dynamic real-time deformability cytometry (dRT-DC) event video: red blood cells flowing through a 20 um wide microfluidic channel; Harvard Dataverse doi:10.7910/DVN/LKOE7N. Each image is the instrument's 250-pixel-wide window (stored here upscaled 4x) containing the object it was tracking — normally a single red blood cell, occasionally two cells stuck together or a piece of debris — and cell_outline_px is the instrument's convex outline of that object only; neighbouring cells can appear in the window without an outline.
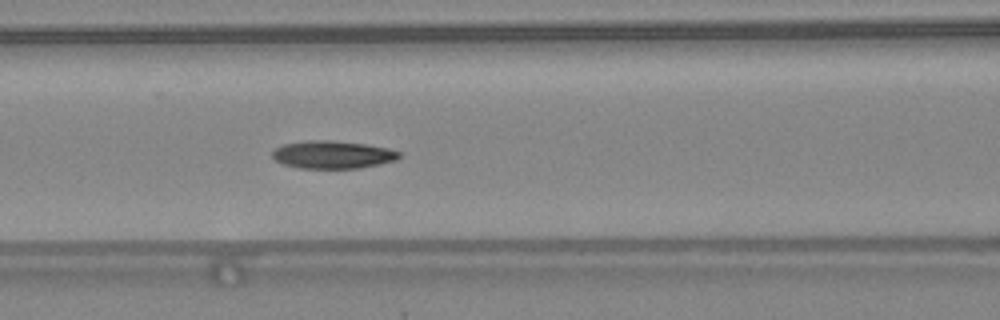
{"species": "common noctule bat (a hibernating species)", "species_latin": "Nyctalus noctula", "temperature_condition": "warm", "stored_images_in_passage": 48, "camera_frame_rate_fps": 3000, "um_per_image_px": 0.085, "animal": {"sex": "female", "body_mass_g": 24.6, "forearm_length_mm": 56.2}, "frame": {"image": 1, "passage_image": 21, "time_ms": 6.667, "image_size_px": [1000, 320], "cell_outline_px": [[400, 156], [396, 160], [380, 164], [360, 168], [300, 168], [284, 164], [276, 160], [272, 156], [272, 152], [276, 148], [284, 144], [308, 140], [332, 140], [364, 144], [388, 148], [400, 152]], "centroid_in_image_um": [28.29, 13.14], "position_along_channel_um": 138.3, "area_um2": 20.4}, "authors_computed_cell_mechanics": {"area_um2": 19.941, "velocity_mm_per_s": 4.3734, "shape_relaxation_time_tau1_ms": 6.5948, "shape_relaxation_time_tau2_ms": 5.0739, "deformation_change_tau1": 0.1964, "deformation_change_tau2": 0.1172}}